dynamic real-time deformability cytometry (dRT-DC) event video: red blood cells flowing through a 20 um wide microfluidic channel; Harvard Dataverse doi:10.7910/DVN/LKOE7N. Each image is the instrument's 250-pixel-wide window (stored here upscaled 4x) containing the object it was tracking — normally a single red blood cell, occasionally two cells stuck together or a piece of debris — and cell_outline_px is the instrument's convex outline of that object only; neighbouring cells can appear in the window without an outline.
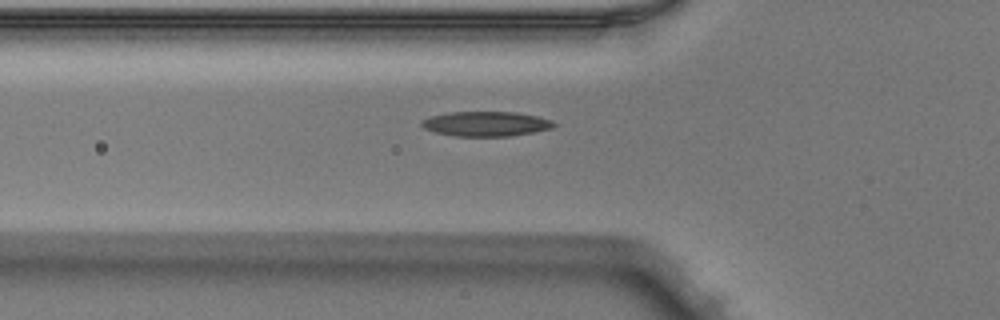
{"species": "Egyptian fruit bat (a non-hibernating species)", "species_latin": "Rousettus aegyptiacus", "temperature_condition": "warm", "stored_images_in_passage": 31, "camera_frame_rate_fps": 3000, "um_per_image_px": 0.085, "animal": {"sex": "male"}, "frame": {"image": 1, "passage_image": 2, "time_ms": 0.333, "image_size_px": [1000, 320], "cell_outline_px": [[556, 124], [552, 128], [512, 136], [456, 136], [436, 132], [424, 128], [420, 124], [424, 120], [432, 116], [448, 112], [516, 112], [536, 116], [552, 120]], "centroid_in_image_um": [41.33, 10.52], "position_along_channel_um": 84.5, "area_um2": 18.9}}
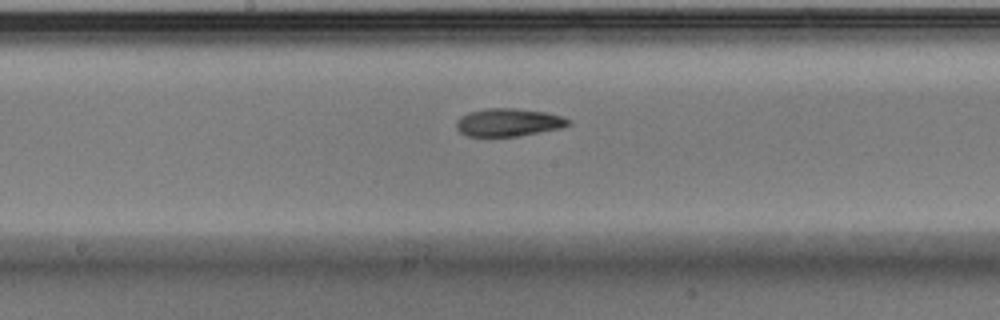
{"frame": {"image": 2, "passage_image": 11, "time_ms": 3.333, "image_size_px": [1000, 320], "cell_outline_px": [[572, 124], [560, 128], [520, 136], [468, 136], [460, 132], [456, 128], [456, 120], [460, 116], [468, 112], [488, 108], [516, 108], [544, 112], [560, 116], [568, 120]], "centroid_in_image_um": [43.18, 10.4], "position_along_channel_um": 205.0, "area_um2": 18.15}}
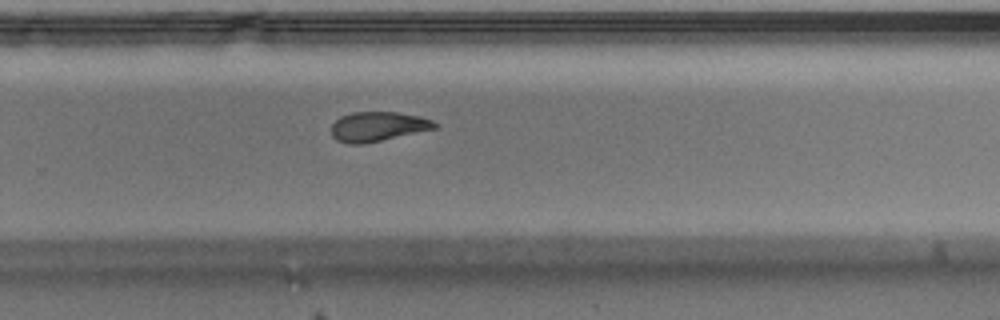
{"frame": {"image": 3, "passage_image": 18, "time_ms": 5.667, "image_size_px": [1000, 320], "cell_outline_px": [[436, 128], [364, 144], [348, 144], [336, 140], [332, 136], [332, 124], [340, 116], [352, 112], [396, 112], [420, 116], [432, 120], [436, 124]], "centroid_in_image_um": [32.08, 10.75], "position_along_channel_um": 297.7, "area_um2": 17.74}, "authors_computed_cell_mechanics": {"area_um2": 18.9006, "velocity_mm_per_s": 3.9903, "shape_relaxation_time_tau1_ms": 8.0646, "shape_relaxation_time_tau2_ms": 4.9359, "deformation_change_tau1": 0.2208, "deformation_change_tau2": 0.1231}}